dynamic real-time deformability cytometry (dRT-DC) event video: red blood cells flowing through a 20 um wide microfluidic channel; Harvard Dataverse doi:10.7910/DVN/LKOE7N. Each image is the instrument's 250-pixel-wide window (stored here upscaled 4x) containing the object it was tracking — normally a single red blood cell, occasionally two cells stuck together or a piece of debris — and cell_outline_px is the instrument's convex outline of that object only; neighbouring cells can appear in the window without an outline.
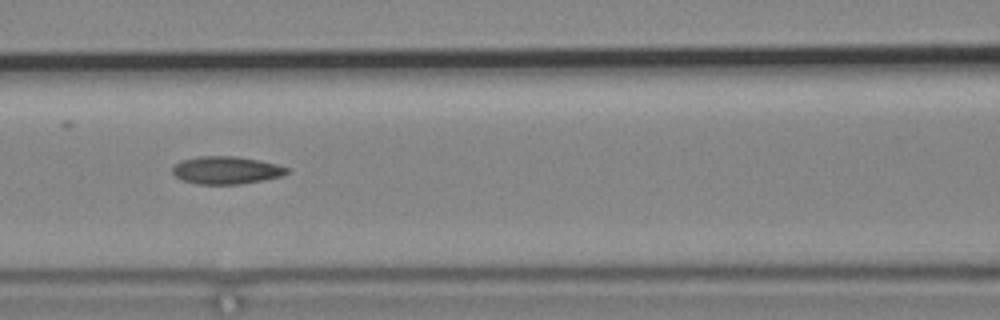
{"species": "common noctule bat (a hibernating species)", "species_latin": "Nyctalus noctula", "temperature_condition": "cold", "stored_images_in_passage": 10, "camera_frame_rate_fps": 3000, "um_per_image_px": 0.085, "animal": {"sex": "male", "body_mass_g": 19.2, "forearm_length_mm": 51.8}, "frame": {"image": 1, "passage_image": 6, "time_ms": 7.333, "image_size_px": [1000, 320], "cell_outline_px": [[288, 172], [280, 176], [264, 180], [240, 184], [196, 184], [180, 180], [172, 172], [172, 168], [180, 160], [196, 156], [236, 156], [260, 160], [276, 164], [288, 168]], "centroid_in_image_um": [19.19, 14.46], "position_along_channel_um": 147.4, "area_um2": 18.55}}
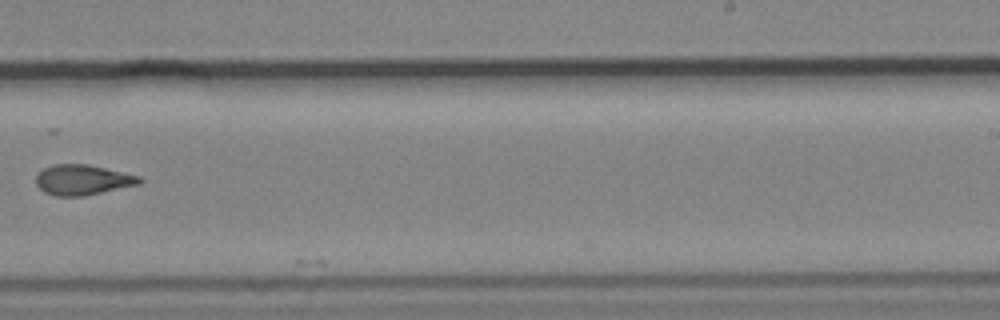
{"frame": {"image": 2, "passage_image": 9, "time_ms": 11.0, "image_size_px": [1000, 320], "cell_outline_px": [[144, 180], [140, 184], [84, 196], [56, 196], [44, 192], [36, 184], [36, 176], [44, 168], [52, 164], [88, 164], [140, 176]], "centroid_in_image_um": [7.03, 15.29], "position_along_channel_um": 282.0, "area_um2": 18.26}}
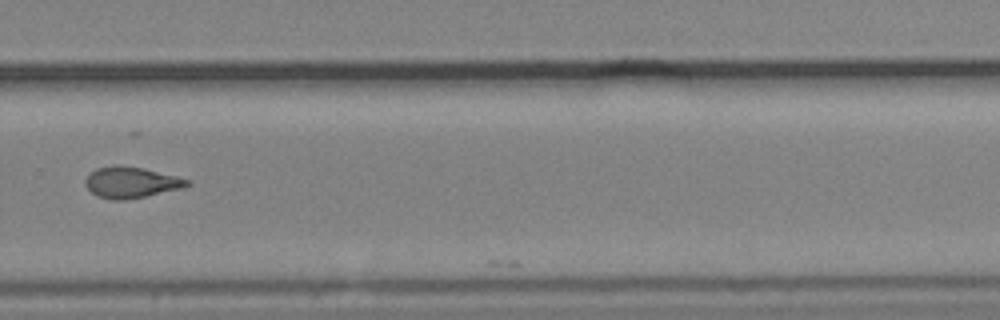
{"frame": {"image": 3, "passage_image": 10, "time_ms": 12.0, "image_size_px": [1000, 320], "cell_outline_px": [[192, 184], [184, 188], [124, 200], [112, 200], [100, 196], [92, 192], [84, 184], [84, 180], [88, 172], [96, 168], [112, 164], [120, 164], [144, 168], [192, 180]], "centroid_in_image_um": [11.14, 15.47], "position_along_channel_um": 318.7, "area_um2": 18.73}}